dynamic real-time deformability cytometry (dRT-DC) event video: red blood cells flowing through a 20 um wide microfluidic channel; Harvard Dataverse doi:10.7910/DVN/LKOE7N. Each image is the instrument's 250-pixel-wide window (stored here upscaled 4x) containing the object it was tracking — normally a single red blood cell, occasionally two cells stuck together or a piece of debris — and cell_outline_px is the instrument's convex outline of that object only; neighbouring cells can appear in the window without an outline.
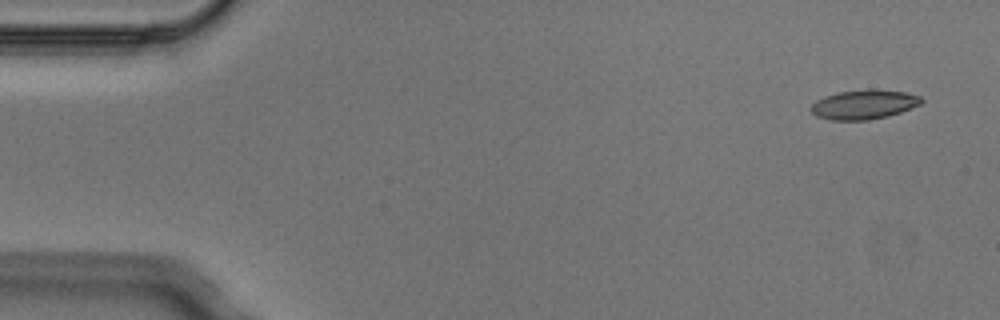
{"species": "Egyptian fruit bat (a non-hibernating species)", "species_latin": "Rousettus aegyptiacus", "temperature_condition": "cold", "stored_images_in_passage": 5, "camera_frame_rate_fps": 3000, "um_per_image_px": 0.085, "animal": {"sex": "male"}, "frame": {"image": 1, "passage_image": 1, "time_ms": 0.0, "image_size_px": [1000, 320], "cell_outline_px": [[924, 100], [920, 104], [912, 108], [888, 116], [868, 120], [828, 120], [816, 116], [812, 112], [812, 104], [816, 100], [824, 96], [836, 92], [868, 88], [872, 88], [904, 92], [920, 96]], "centroid_in_image_um": [73.43, 8.87], "position_along_channel_um": 11.6, "area_um2": 19.13}}
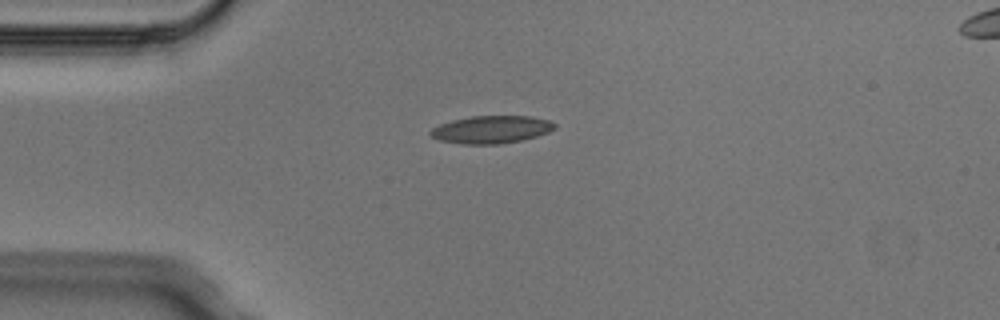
{"frame": {"image": 2, "passage_image": 3, "time_ms": 0.667, "image_size_px": [1000, 320], "cell_outline_px": [[556, 128], [548, 132], [536, 136], [520, 140], [500, 144], [464, 144], [440, 140], [432, 136], [428, 132], [432, 128], [440, 124], [452, 120], [472, 116], [528, 116], [548, 120], [556, 124]], "centroid_in_image_um": [41.76, 11.0], "position_along_channel_um": 43.2, "area_um2": 19.83}}
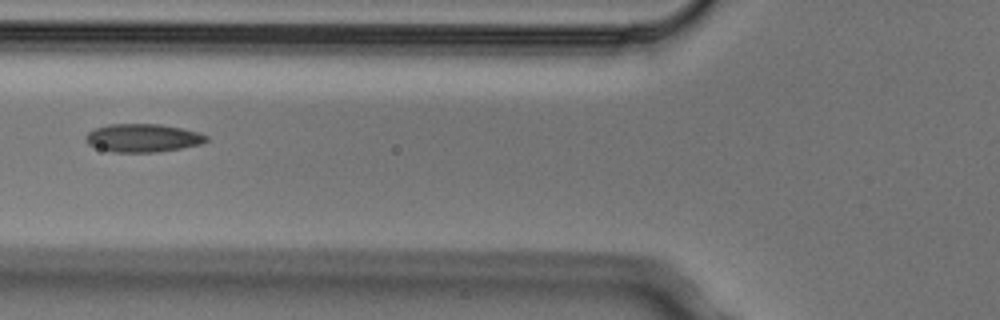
{"frame": {"image": 3, "passage_image": 5, "time_ms": 1.333, "image_size_px": [1000, 320], "cell_outline_px": [[208, 140], [200, 144], [180, 148], [156, 152], [112, 152], [88, 144], [84, 140], [84, 136], [88, 132], [96, 128], [108, 124], [160, 124], [200, 132], [208, 136]], "centroid_in_image_um": [12.13, 11.72], "position_along_channel_um": 113.7, "area_um2": 19.77}}